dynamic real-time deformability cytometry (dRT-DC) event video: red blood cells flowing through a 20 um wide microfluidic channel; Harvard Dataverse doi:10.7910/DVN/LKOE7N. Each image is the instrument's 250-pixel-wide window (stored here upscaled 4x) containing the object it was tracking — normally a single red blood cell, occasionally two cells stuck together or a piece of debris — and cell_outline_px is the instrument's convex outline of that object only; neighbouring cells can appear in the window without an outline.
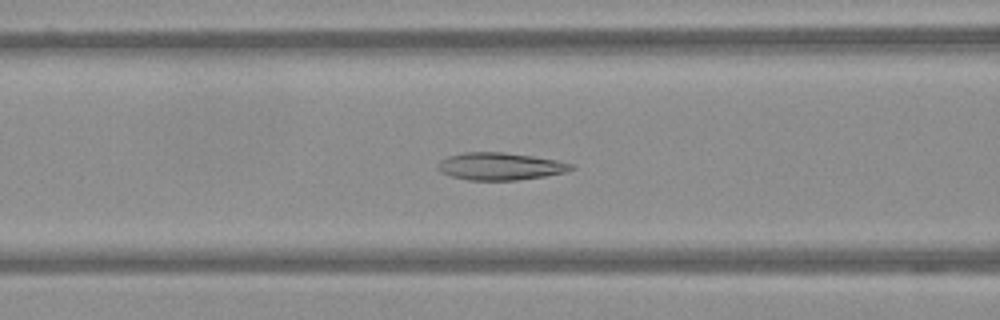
{"species": "Egyptian fruit bat (a non-hibernating species)", "species_latin": "Rousettus aegyptiacus", "temperature_condition": "warm", "stored_images_in_passage": 59, "camera_frame_rate_fps": 3000, "um_per_image_px": 0.085, "frame": {"image": 1, "passage_image": 24, "time_ms": 7.667, "image_size_px": [1000, 320], "cell_outline_px": [[576, 168], [564, 172], [544, 176], [516, 180], [468, 180], [452, 176], [440, 172], [436, 168], [436, 164], [440, 160], [448, 156], [464, 152], [504, 152], [532, 156], [556, 160], [572, 164]], "centroid_in_image_um": [42.46, 14.13], "position_along_channel_um": 124.1, "area_um2": 21.27}}
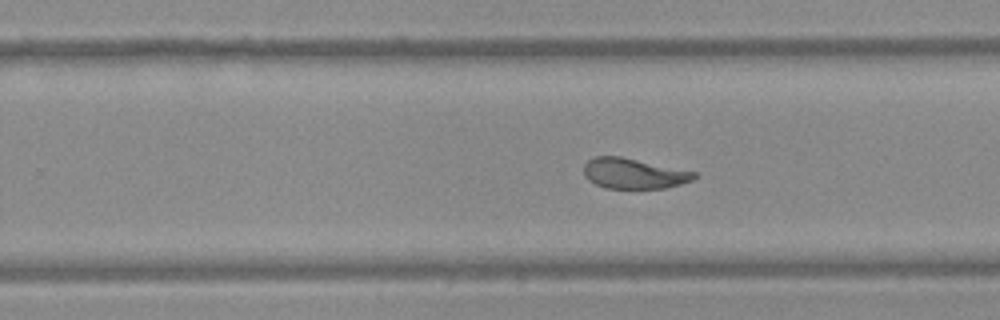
{"frame": {"image": 2, "passage_image": 37, "time_ms": 12.0, "image_size_px": [1000, 320], "cell_outline_px": [[696, 176], [692, 180], [680, 184], [664, 188], [604, 188], [588, 180], [584, 176], [584, 164], [588, 160], [596, 156], [620, 156], [696, 172]], "centroid_in_image_um": [53.83, 14.74], "position_along_channel_um": 276.0, "area_um2": 19.42}}
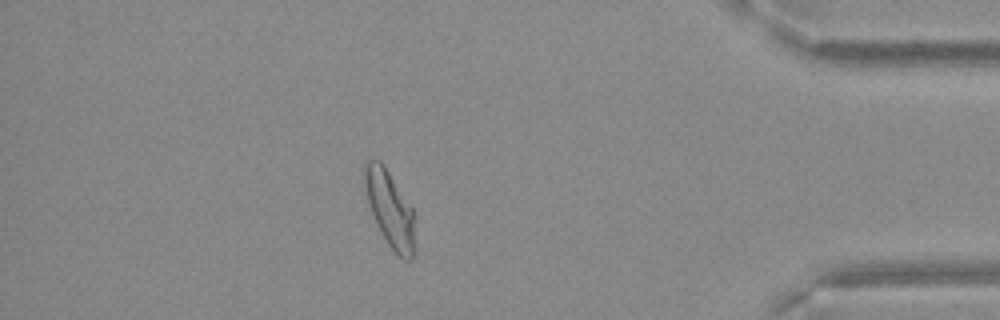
{"frame": {"image": 3, "passage_image": 51, "time_ms": 16.667, "image_size_px": [1000, 320], "cell_outline_px": [[412, 260], [404, 260], [388, 244], [376, 224], [368, 204], [364, 180], [364, 164], [368, 160], [380, 160], [412, 208]], "centroid_in_image_um": [33.08, 17.72], "position_along_channel_um": 402.1, "area_um2": 21.27}}